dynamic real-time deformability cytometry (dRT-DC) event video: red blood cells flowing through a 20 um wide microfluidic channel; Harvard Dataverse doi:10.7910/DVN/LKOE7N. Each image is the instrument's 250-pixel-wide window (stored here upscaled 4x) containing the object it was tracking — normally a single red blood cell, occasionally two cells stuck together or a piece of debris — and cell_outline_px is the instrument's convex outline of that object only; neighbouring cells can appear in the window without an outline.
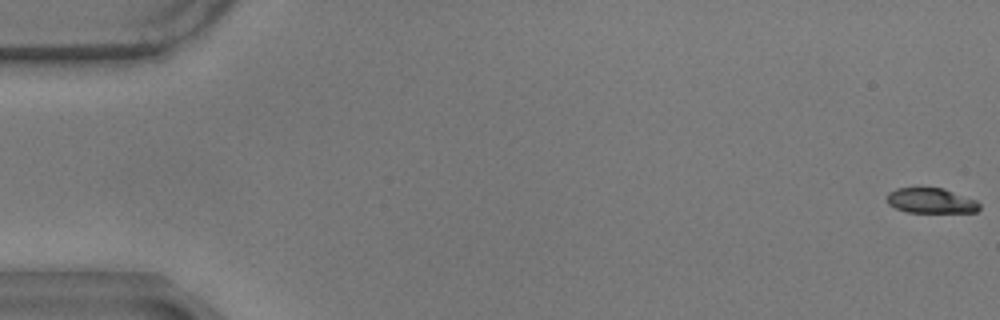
{"species": "common noctule bat (a hibernating species)", "species_latin": "Nyctalus noctula", "temperature_condition": "warm", "stored_images_in_passage": 58, "camera_frame_rate_fps": 3000, "um_per_image_px": 0.085, "animal": {"sex": "male", "body_mass_g": 17.9}, "frame": {"image": 1, "passage_image": 1, "time_ms": 0.0, "image_size_px": [1000, 320], "cell_outline_px": [[980, 208], [976, 212], [908, 212], [896, 208], [888, 204], [888, 192], [896, 188], [944, 188], [976, 200], [980, 204]], "centroid_in_image_um": [79.15, 17.06], "position_along_channel_um": 5.9, "area_um2": 13.47}}
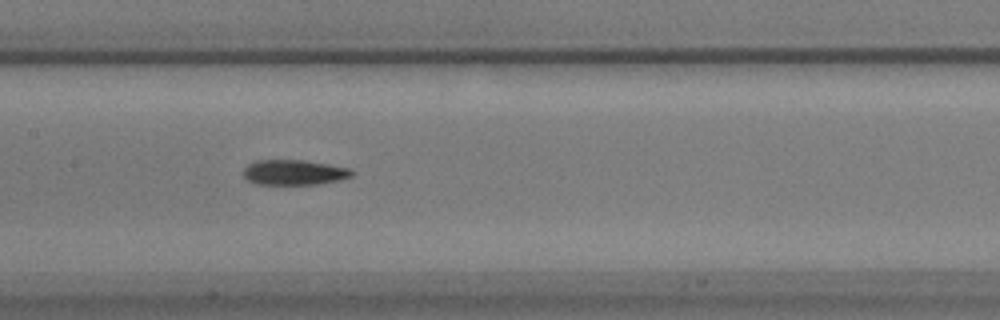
{"frame": {"image": 2, "passage_image": 29, "time_ms": 9.333, "image_size_px": [1000, 320], "cell_outline_px": [[352, 176], [340, 180], [320, 184], [256, 184], [248, 180], [244, 176], [244, 168], [248, 164], [256, 160], [304, 160], [352, 168]], "centroid_in_image_um": [25.01, 14.65], "position_along_channel_um": 182.4, "area_um2": 15.95}}
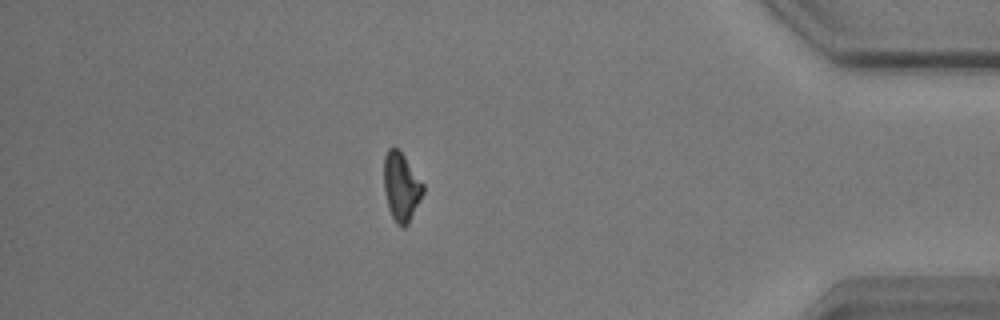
{"frame": {"image": 3, "passage_image": 51, "time_ms": 16.667, "image_size_px": [1000, 320], "cell_outline_px": [[424, 192], [408, 224], [404, 228], [400, 228], [396, 224], [388, 208], [384, 192], [384, 156], [388, 148], [396, 148], [404, 156], [424, 184]], "centroid_in_image_um": [34.1, 15.91], "position_along_channel_um": 401.1, "area_um2": 15.66}, "authors_computed_cell_mechanics": {"area_um2": 15.8372, "velocity_mm_per_s": 3.5129, "shape_relaxation_time_tau1_ms": 4.3345, "shape_relaxation_time_tau2_ms": null, "deformation_change_tau1": 0.1757, "deformation_change_tau2": null}}